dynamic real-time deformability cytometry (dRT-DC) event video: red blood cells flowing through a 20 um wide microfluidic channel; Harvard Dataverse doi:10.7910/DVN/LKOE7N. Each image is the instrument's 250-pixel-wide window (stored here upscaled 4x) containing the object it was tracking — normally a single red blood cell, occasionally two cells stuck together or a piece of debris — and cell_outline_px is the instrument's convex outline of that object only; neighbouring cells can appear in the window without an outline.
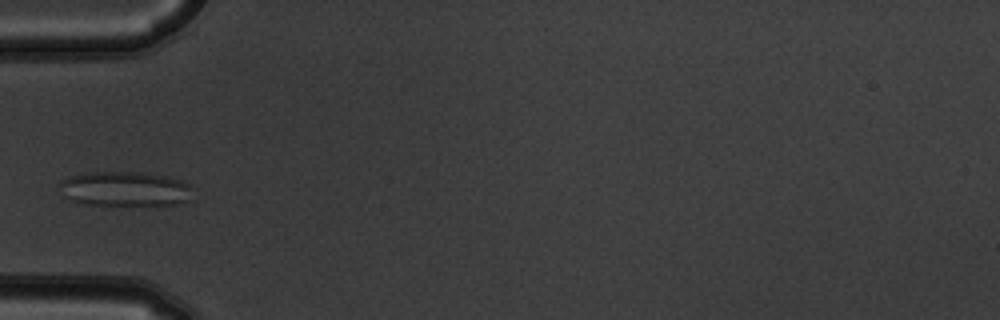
{"species": "common noctule bat (a hibernating species)", "species_latin": "Nyctalus noctula", "temperature_condition": "warm", "stored_images_in_passage": 3, "camera_frame_rate_fps": 3000, "um_per_image_px": 0.085, "animal": {"sex": "male", "body_mass_g": 19.5, "forearm_length_mm": 54.6}, "frame": {"image": 1, "passage_image": 3, "time_ms": 0.667, "image_size_px": [1000, 320], "cell_outline_px": [[196, 188], [188, 200], [176, 204], [88, 204], [72, 200], [68, 196], [60, 184], [60, 180], [72, 176], [88, 172], [140, 172], [164, 176], [180, 180], [192, 184]], "centroid_in_image_um": [10.73, 16.03], "position_along_channel_um": 74.3, "area_um2": 26.41}}